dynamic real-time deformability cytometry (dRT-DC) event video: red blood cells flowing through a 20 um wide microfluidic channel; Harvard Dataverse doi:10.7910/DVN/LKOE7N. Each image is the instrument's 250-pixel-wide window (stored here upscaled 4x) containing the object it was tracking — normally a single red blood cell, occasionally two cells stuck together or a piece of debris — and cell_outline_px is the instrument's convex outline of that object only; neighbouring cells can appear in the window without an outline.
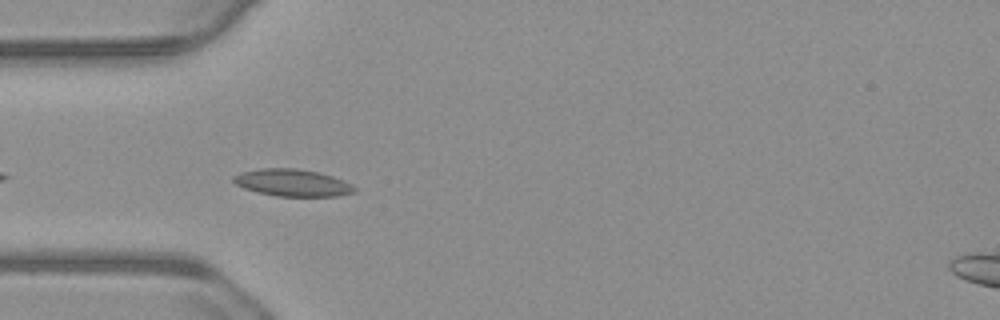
{"species": "common noctule bat (a hibernating species)", "species_latin": "Nyctalus noctula", "temperature_condition": "warm", "stored_images_in_passage": 42, "camera_frame_rate_fps": 3000, "um_per_image_px": 0.085, "animal": {"sex": "male", "body_mass_g": 23.1, "forearm_length_mm": 52.7}, "frame": {"image": 1, "passage_image": 3, "time_ms": 0.667, "image_size_px": [1000, 320], "cell_outline_px": [[356, 192], [336, 196], [276, 196], [256, 192], [244, 188], [236, 184], [232, 180], [232, 176], [240, 172], [260, 168], [296, 168], [316, 172], [332, 176], [344, 180], [352, 184], [356, 188]], "centroid_in_image_um": [24.84, 15.53], "position_along_channel_um": 60.2, "area_um2": 19.19}}
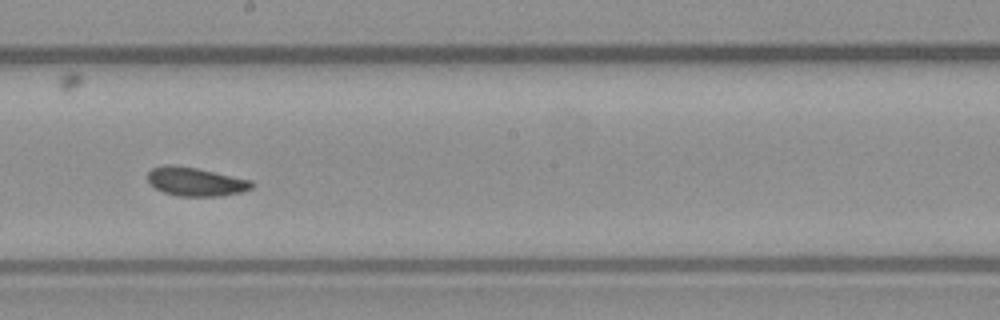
{"frame": {"image": 2, "passage_image": 17, "time_ms": 5.333, "image_size_px": [1000, 320], "cell_outline_px": [[256, 184], [252, 188], [240, 192], [220, 196], [180, 196], [164, 192], [156, 188], [148, 180], [148, 172], [152, 168], [164, 164], [172, 164], [196, 168], [252, 180]], "centroid_in_image_um": [16.65, 15.43], "position_along_channel_um": 231.6, "area_um2": 17.34}}
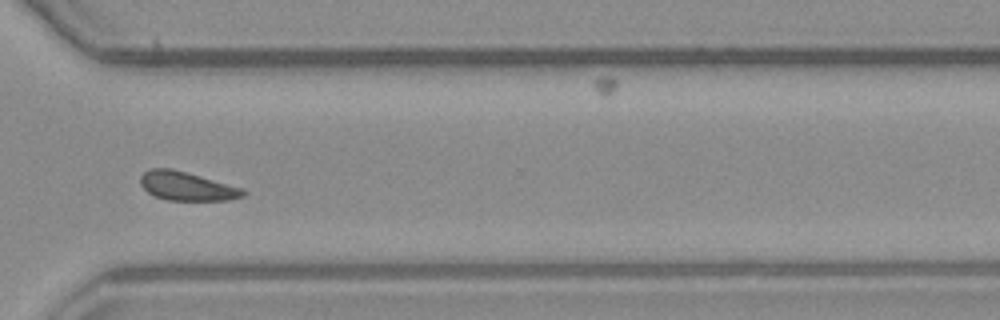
{"frame": {"image": 3, "passage_image": 27, "time_ms": 8.667, "image_size_px": [1000, 320], "cell_outline_px": [[248, 192], [244, 196], [228, 200], [168, 200], [156, 196], [148, 192], [140, 184], [140, 176], [144, 172], [152, 168], [172, 168], [244, 188]], "centroid_in_image_um": [15.91, 15.82], "position_along_channel_um": 354.7, "area_um2": 17.22}, "authors_computed_cell_mechanics": {"area_um2": 17.3689, "velocity_mm_per_s": 3.6984, "shape_relaxation_time_tau1_ms": 7.0005, "shape_relaxation_time_tau2_ms": 1.4774, "deformation_change_tau1": 0.0886, "deformation_change_tau2": 0.0588}}